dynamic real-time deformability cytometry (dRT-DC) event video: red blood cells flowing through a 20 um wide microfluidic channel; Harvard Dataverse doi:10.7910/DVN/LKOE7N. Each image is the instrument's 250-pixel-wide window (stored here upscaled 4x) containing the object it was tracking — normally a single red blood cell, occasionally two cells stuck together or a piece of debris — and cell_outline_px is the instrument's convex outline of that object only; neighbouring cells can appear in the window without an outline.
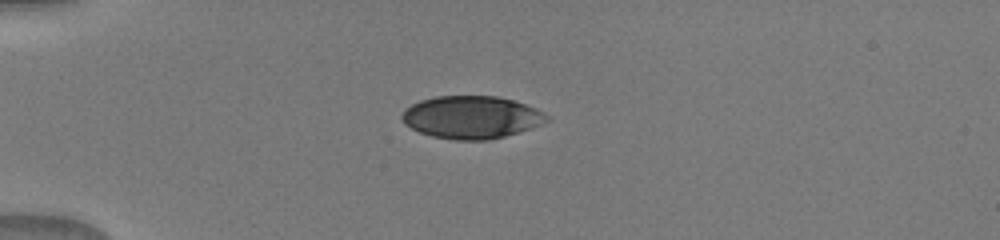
{"species": "human", "species_latin": "Homo sapiens", "temperature_condition": "warm", "stored_images_in_passage": 37, "camera_frame_rate_fps": 3000, "um_per_image_px": 0.085, "donor": {"sex": "male"}, "frame": {"image": 1, "passage_image": 1, "time_ms": 0.0, "image_size_px": [1000, 240], "cell_outline_px": [[548, 120], [532, 128], [504, 136], [488, 140], [456, 140], [432, 136], [420, 132], [404, 124], [400, 116], [404, 108], [420, 100], [436, 96], [496, 96], [512, 100], [536, 108], [544, 112], [548, 116]], "centroid_in_image_um": [40.04, 9.96], "position_along_channel_um": 45.0, "area_um2": 35.95}}
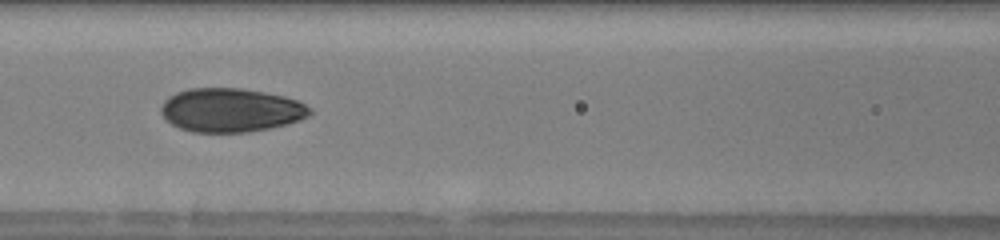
{"frame": {"image": 2, "passage_image": 11, "time_ms": 3.333, "image_size_px": [1000, 240], "cell_outline_px": [[312, 112], [308, 116], [300, 120], [288, 124], [248, 132], [192, 132], [180, 128], [172, 124], [160, 112], [160, 108], [164, 100], [168, 96], [176, 92], [188, 88], [244, 88], [284, 96], [296, 100], [312, 108]], "centroid_in_image_um": [19.61, 9.35], "position_along_channel_um": 147.0, "area_um2": 38.09}}
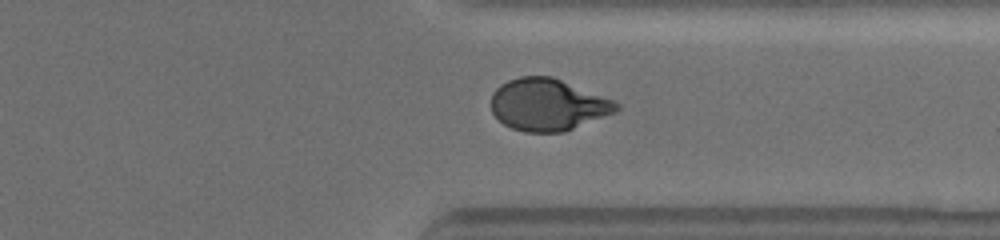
{"frame": {"image": 3, "passage_image": 27, "time_ms": 8.667, "image_size_px": [1000, 240], "cell_outline_px": [[620, 108], [616, 112], [564, 132], [524, 132], [512, 128], [504, 124], [492, 112], [492, 92], [500, 84], [508, 80], [520, 76], [552, 76], [612, 100], [620, 104]], "centroid_in_image_um": [46.55, 8.9], "position_along_channel_um": 364.8, "area_um2": 37.74}}